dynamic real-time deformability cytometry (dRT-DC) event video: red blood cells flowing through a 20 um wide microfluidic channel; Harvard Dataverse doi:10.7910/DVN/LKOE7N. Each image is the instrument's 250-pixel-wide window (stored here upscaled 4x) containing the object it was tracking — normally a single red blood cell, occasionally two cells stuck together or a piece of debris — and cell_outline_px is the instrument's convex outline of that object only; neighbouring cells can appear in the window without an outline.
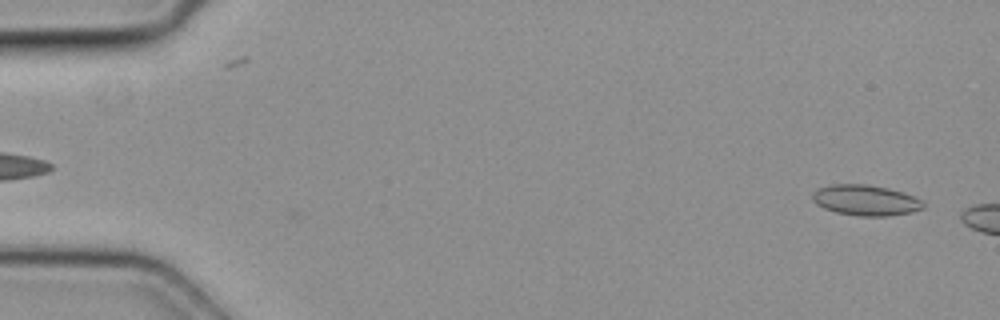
{"species": "common noctule bat (a hibernating species)", "species_latin": "Nyctalus noctula", "temperature_condition": "cold", "stored_images_in_passage": 6, "camera_frame_rate_fps": 3000, "um_per_image_px": 0.085, "animal": {"sex": "female", "body_mass_g": 19.3, "forearm_length_mm": 54.1}, "frame": {"image": 1, "passage_image": 1, "time_ms": 0.0, "image_size_px": [1000, 320], "cell_outline_px": [[924, 208], [912, 212], [888, 216], [860, 216], [836, 212], [824, 208], [816, 204], [812, 200], [812, 192], [820, 188], [832, 184], [864, 184], [888, 188], [904, 192], [920, 200], [924, 204]], "centroid_in_image_um": [73.57, 17.02], "position_along_channel_um": 11.4, "area_um2": 19.71}}